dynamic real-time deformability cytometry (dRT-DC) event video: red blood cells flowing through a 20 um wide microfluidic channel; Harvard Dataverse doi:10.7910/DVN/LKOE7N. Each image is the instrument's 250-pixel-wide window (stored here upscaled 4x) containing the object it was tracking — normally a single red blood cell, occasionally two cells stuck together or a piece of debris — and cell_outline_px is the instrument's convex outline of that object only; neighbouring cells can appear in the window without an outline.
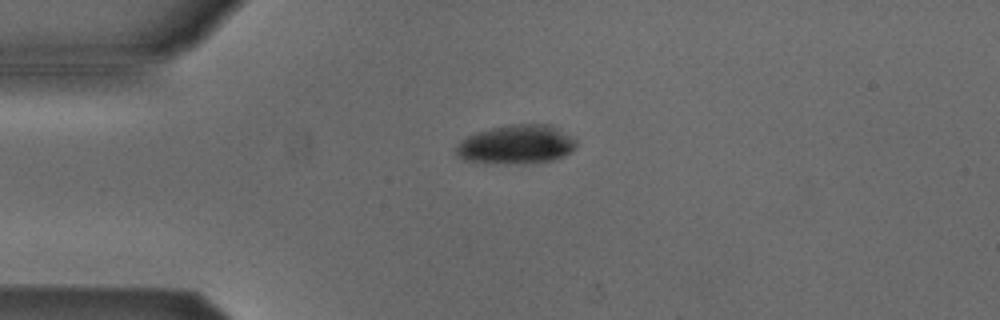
{"species": "Egyptian fruit bat (a non-hibernating species)", "species_latin": "Rousettus aegyptiacus", "temperature_condition": "cold", "stored_images_in_passage": 1, "camera_frame_rate_fps": 3000, "um_per_image_px": 0.085, "animal": {"sex": "male"}, "frame": {"image": 1, "passage_image": 1, "time_ms": 0.0, "image_size_px": [1000, 320], "cell_outline_px": [[576, 148], [564, 156], [552, 160], [524, 164], [464, 160], [456, 152], [456, 144], [460, 140], [476, 132], [508, 124], [552, 124], [576, 140]], "centroid_in_image_um": [43.91, 12.26], "position_along_channel_um": 41.1, "area_um2": 27.17}}